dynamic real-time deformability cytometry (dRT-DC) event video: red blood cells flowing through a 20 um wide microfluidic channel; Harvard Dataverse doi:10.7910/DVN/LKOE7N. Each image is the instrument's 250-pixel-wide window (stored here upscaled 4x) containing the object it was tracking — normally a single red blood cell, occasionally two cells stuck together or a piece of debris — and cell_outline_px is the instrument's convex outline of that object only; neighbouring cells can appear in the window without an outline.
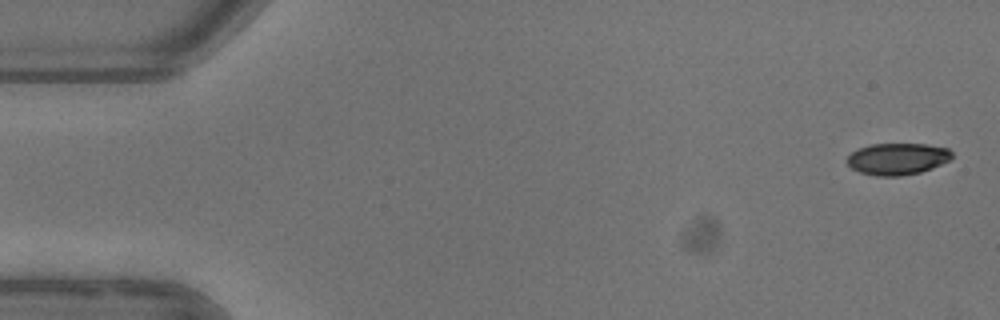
{"species": "common noctule bat (a hibernating species)", "species_latin": "Nyctalus noctula", "temperature_condition": "warm", "stored_images_in_passage": 6, "camera_frame_rate_fps": 3000, "um_per_image_px": 0.085, "animal": {"sex": "female"}, "frame": {"image": 1, "passage_image": 1, "time_ms": 0.0, "image_size_px": [1000, 320], "cell_outline_px": [[952, 156], [948, 160], [932, 168], [920, 172], [900, 176], [876, 176], [860, 172], [852, 168], [848, 164], [848, 156], [852, 152], [860, 148], [872, 144], [924, 144], [948, 148], [952, 152]], "centroid_in_image_um": [76.28, 13.5], "position_along_channel_um": 8.7, "area_um2": 19.13}}
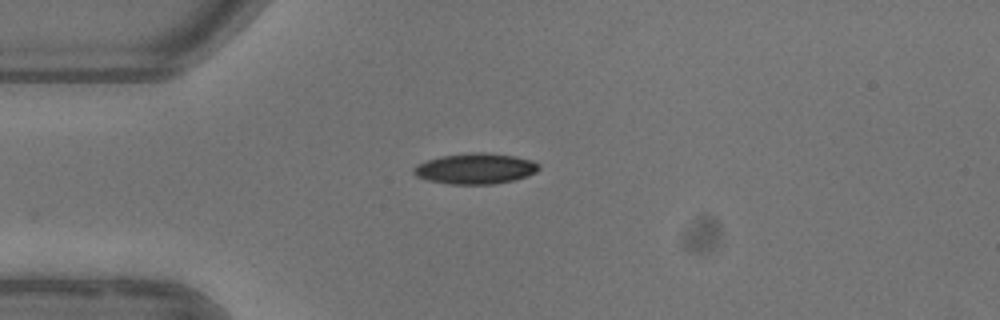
{"frame": {"image": 2, "passage_image": 4, "time_ms": 4.0, "image_size_px": [1000, 320], "cell_outline_px": [[540, 168], [536, 172], [528, 176], [516, 180], [492, 184], [452, 184], [428, 180], [416, 176], [412, 172], [412, 168], [416, 164], [440, 156], [472, 152], [484, 152], [512, 156], [532, 160], [540, 164]], "centroid_in_image_um": [40.41, 14.33], "position_along_channel_um": 44.6, "area_um2": 22.48}}
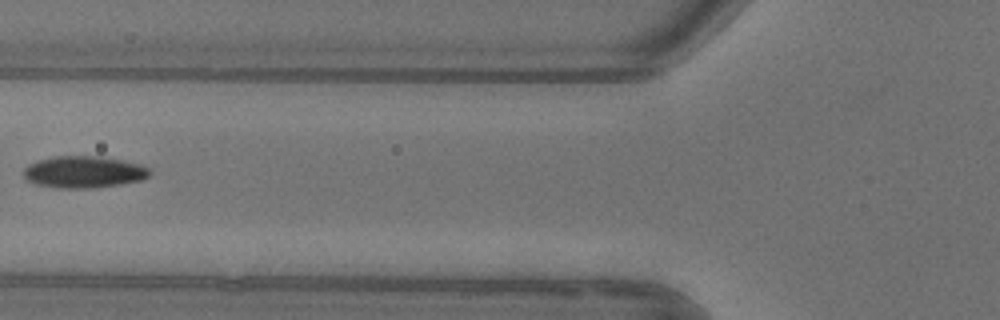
{"frame": {"image": 3, "passage_image": 6, "time_ms": 6.333, "image_size_px": [1000, 320], "cell_outline_px": [[152, 172], [148, 176], [140, 180], [120, 184], [92, 188], [56, 188], [36, 184], [24, 180], [24, 168], [28, 164], [52, 156], [100, 156], [140, 164], [152, 168]], "centroid_in_image_um": [7.11, 14.62], "position_along_channel_um": 118.7, "area_um2": 23.52}}